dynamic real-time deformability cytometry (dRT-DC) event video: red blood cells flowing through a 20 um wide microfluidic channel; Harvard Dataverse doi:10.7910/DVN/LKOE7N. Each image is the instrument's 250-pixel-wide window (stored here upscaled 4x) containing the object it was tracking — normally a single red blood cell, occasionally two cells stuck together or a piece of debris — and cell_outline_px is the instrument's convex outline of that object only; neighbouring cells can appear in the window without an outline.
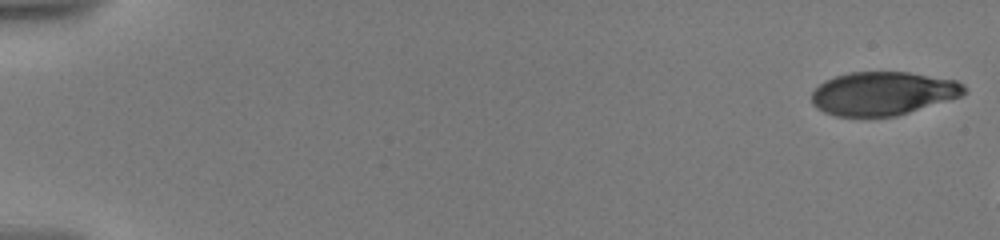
{"species": "human", "species_latin": "Homo sapiens", "temperature_condition": "warm", "stored_images_in_passage": 8, "camera_frame_rate_fps": 3000, "um_per_image_px": 0.085, "donor": {"sex": "male"}, "frame": {"image": 1, "passage_image": 1, "time_ms": 0.0, "image_size_px": [1000, 240], "cell_outline_px": [[968, 92], [960, 96], [896, 116], [836, 116], [824, 112], [816, 108], [812, 104], [812, 92], [824, 80], [848, 72], [908, 72], [956, 80], [964, 84], [968, 88]], "centroid_in_image_um": [75.05, 7.93], "position_along_channel_um": 10.0, "area_um2": 38.61}}